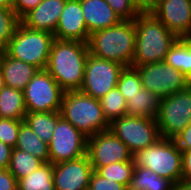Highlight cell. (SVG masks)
Masks as SVG:
<instances>
[{
    "instance_id": "obj_9",
    "label": "cell",
    "mask_w": 191,
    "mask_h": 190,
    "mask_svg": "<svg viewBox=\"0 0 191 190\" xmlns=\"http://www.w3.org/2000/svg\"><path fill=\"white\" fill-rule=\"evenodd\" d=\"M64 92L45 69L38 70L23 90L26 109L31 112L60 111Z\"/></svg>"
},
{
    "instance_id": "obj_26",
    "label": "cell",
    "mask_w": 191,
    "mask_h": 190,
    "mask_svg": "<svg viewBox=\"0 0 191 190\" xmlns=\"http://www.w3.org/2000/svg\"><path fill=\"white\" fill-rule=\"evenodd\" d=\"M17 190H55L53 164L44 162L37 170L17 180Z\"/></svg>"
},
{
    "instance_id": "obj_16",
    "label": "cell",
    "mask_w": 191,
    "mask_h": 190,
    "mask_svg": "<svg viewBox=\"0 0 191 190\" xmlns=\"http://www.w3.org/2000/svg\"><path fill=\"white\" fill-rule=\"evenodd\" d=\"M59 40L87 43L90 34L85 23L80 0H66V4L54 31Z\"/></svg>"
},
{
    "instance_id": "obj_34",
    "label": "cell",
    "mask_w": 191,
    "mask_h": 190,
    "mask_svg": "<svg viewBox=\"0 0 191 190\" xmlns=\"http://www.w3.org/2000/svg\"><path fill=\"white\" fill-rule=\"evenodd\" d=\"M88 190H128V188L112 179L101 176L97 171L93 170Z\"/></svg>"
},
{
    "instance_id": "obj_31",
    "label": "cell",
    "mask_w": 191,
    "mask_h": 190,
    "mask_svg": "<svg viewBox=\"0 0 191 190\" xmlns=\"http://www.w3.org/2000/svg\"><path fill=\"white\" fill-rule=\"evenodd\" d=\"M20 22L12 8H0V47L6 48Z\"/></svg>"
},
{
    "instance_id": "obj_24",
    "label": "cell",
    "mask_w": 191,
    "mask_h": 190,
    "mask_svg": "<svg viewBox=\"0 0 191 190\" xmlns=\"http://www.w3.org/2000/svg\"><path fill=\"white\" fill-rule=\"evenodd\" d=\"M60 111L56 112H31L27 111L24 122L27 123L32 131L41 138L44 142L48 143L52 139V134L56 125L61 118Z\"/></svg>"
},
{
    "instance_id": "obj_14",
    "label": "cell",
    "mask_w": 191,
    "mask_h": 190,
    "mask_svg": "<svg viewBox=\"0 0 191 190\" xmlns=\"http://www.w3.org/2000/svg\"><path fill=\"white\" fill-rule=\"evenodd\" d=\"M149 11L178 38H191V0H156Z\"/></svg>"
},
{
    "instance_id": "obj_19",
    "label": "cell",
    "mask_w": 191,
    "mask_h": 190,
    "mask_svg": "<svg viewBox=\"0 0 191 190\" xmlns=\"http://www.w3.org/2000/svg\"><path fill=\"white\" fill-rule=\"evenodd\" d=\"M0 68L3 72L5 85L22 91L39 70L33 65L8 56L6 53L3 55Z\"/></svg>"
},
{
    "instance_id": "obj_18",
    "label": "cell",
    "mask_w": 191,
    "mask_h": 190,
    "mask_svg": "<svg viewBox=\"0 0 191 190\" xmlns=\"http://www.w3.org/2000/svg\"><path fill=\"white\" fill-rule=\"evenodd\" d=\"M80 4L89 34L114 26L121 21L105 0H80Z\"/></svg>"
},
{
    "instance_id": "obj_17",
    "label": "cell",
    "mask_w": 191,
    "mask_h": 190,
    "mask_svg": "<svg viewBox=\"0 0 191 190\" xmlns=\"http://www.w3.org/2000/svg\"><path fill=\"white\" fill-rule=\"evenodd\" d=\"M66 0H43L21 19V23L33 30H43L54 34Z\"/></svg>"
},
{
    "instance_id": "obj_42",
    "label": "cell",
    "mask_w": 191,
    "mask_h": 190,
    "mask_svg": "<svg viewBox=\"0 0 191 190\" xmlns=\"http://www.w3.org/2000/svg\"><path fill=\"white\" fill-rule=\"evenodd\" d=\"M14 0H0V8H13Z\"/></svg>"
},
{
    "instance_id": "obj_36",
    "label": "cell",
    "mask_w": 191,
    "mask_h": 190,
    "mask_svg": "<svg viewBox=\"0 0 191 190\" xmlns=\"http://www.w3.org/2000/svg\"><path fill=\"white\" fill-rule=\"evenodd\" d=\"M173 140L182 152L191 151V122Z\"/></svg>"
},
{
    "instance_id": "obj_13",
    "label": "cell",
    "mask_w": 191,
    "mask_h": 190,
    "mask_svg": "<svg viewBox=\"0 0 191 190\" xmlns=\"http://www.w3.org/2000/svg\"><path fill=\"white\" fill-rule=\"evenodd\" d=\"M87 154L95 171L115 162L133 161L128 147L110 130L87 138Z\"/></svg>"
},
{
    "instance_id": "obj_28",
    "label": "cell",
    "mask_w": 191,
    "mask_h": 190,
    "mask_svg": "<svg viewBox=\"0 0 191 190\" xmlns=\"http://www.w3.org/2000/svg\"><path fill=\"white\" fill-rule=\"evenodd\" d=\"M99 101L104 117L109 123L114 119L127 115L126 99L122 96L117 87L110 90Z\"/></svg>"
},
{
    "instance_id": "obj_32",
    "label": "cell",
    "mask_w": 191,
    "mask_h": 190,
    "mask_svg": "<svg viewBox=\"0 0 191 190\" xmlns=\"http://www.w3.org/2000/svg\"><path fill=\"white\" fill-rule=\"evenodd\" d=\"M24 120L0 118V141L15 148L20 125Z\"/></svg>"
},
{
    "instance_id": "obj_35",
    "label": "cell",
    "mask_w": 191,
    "mask_h": 190,
    "mask_svg": "<svg viewBox=\"0 0 191 190\" xmlns=\"http://www.w3.org/2000/svg\"><path fill=\"white\" fill-rule=\"evenodd\" d=\"M43 0H14L13 10L21 19L30 10L36 8Z\"/></svg>"
},
{
    "instance_id": "obj_27",
    "label": "cell",
    "mask_w": 191,
    "mask_h": 190,
    "mask_svg": "<svg viewBox=\"0 0 191 190\" xmlns=\"http://www.w3.org/2000/svg\"><path fill=\"white\" fill-rule=\"evenodd\" d=\"M44 162L26 151L13 148L8 170L17 179L24 178L37 170Z\"/></svg>"
},
{
    "instance_id": "obj_33",
    "label": "cell",
    "mask_w": 191,
    "mask_h": 190,
    "mask_svg": "<svg viewBox=\"0 0 191 190\" xmlns=\"http://www.w3.org/2000/svg\"><path fill=\"white\" fill-rule=\"evenodd\" d=\"M121 20H134L142 10L133 0H105Z\"/></svg>"
},
{
    "instance_id": "obj_10",
    "label": "cell",
    "mask_w": 191,
    "mask_h": 190,
    "mask_svg": "<svg viewBox=\"0 0 191 190\" xmlns=\"http://www.w3.org/2000/svg\"><path fill=\"white\" fill-rule=\"evenodd\" d=\"M132 67L138 70L143 88L161 99L191 85V81L181 71L174 69L165 61Z\"/></svg>"
},
{
    "instance_id": "obj_40",
    "label": "cell",
    "mask_w": 191,
    "mask_h": 190,
    "mask_svg": "<svg viewBox=\"0 0 191 190\" xmlns=\"http://www.w3.org/2000/svg\"><path fill=\"white\" fill-rule=\"evenodd\" d=\"M142 11H149L156 0H133Z\"/></svg>"
},
{
    "instance_id": "obj_37",
    "label": "cell",
    "mask_w": 191,
    "mask_h": 190,
    "mask_svg": "<svg viewBox=\"0 0 191 190\" xmlns=\"http://www.w3.org/2000/svg\"><path fill=\"white\" fill-rule=\"evenodd\" d=\"M0 190H17V179L8 169H0Z\"/></svg>"
},
{
    "instance_id": "obj_23",
    "label": "cell",
    "mask_w": 191,
    "mask_h": 190,
    "mask_svg": "<svg viewBox=\"0 0 191 190\" xmlns=\"http://www.w3.org/2000/svg\"><path fill=\"white\" fill-rule=\"evenodd\" d=\"M15 148L26 151L43 162H49L48 143L39 138L24 121L20 125Z\"/></svg>"
},
{
    "instance_id": "obj_1",
    "label": "cell",
    "mask_w": 191,
    "mask_h": 190,
    "mask_svg": "<svg viewBox=\"0 0 191 190\" xmlns=\"http://www.w3.org/2000/svg\"><path fill=\"white\" fill-rule=\"evenodd\" d=\"M88 54L87 43L54 39L45 70L64 91L80 90Z\"/></svg>"
},
{
    "instance_id": "obj_30",
    "label": "cell",
    "mask_w": 191,
    "mask_h": 190,
    "mask_svg": "<svg viewBox=\"0 0 191 190\" xmlns=\"http://www.w3.org/2000/svg\"><path fill=\"white\" fill-rule=\"evenodd\" d=\"M116 87L126 101L138 93L143 88L138 70L132 66L124 67L120 73Z\"/></svg>"
},
{
    "instance_id": "obj_29",
    "label": "cell",
    "mask_w": 191,
    "mask_h": 190,
    "mask_svg": "<svg viewBox=\"0 0 191 190\" xmlns=\"http://www.w3.org/2000/svg\"><path fill=\"white\" fill-rule=\"evenodd\" d=\"M134 168L133 161H122L100 167L97 172L101 176L112 179L128 188Z\"/></svg>"
},
{
    "instance_id": "obj_8",
    "label": "cell",
    "mask_w": 191,
    "mask_h": 190,
    "mask_svg": "<svg viewBox=\"0 0 191 190\" xmlns=\"http://www.w3.org/2000/svg\"><path fill=\"white\" fill-rule=\"evenodd\" d=\"M109 130L125 143L132 154L161 139L156 119L147 117L124 115L114 119Z\"/></svg>"
},
{
    "instance_id": "obj_11",
    "label": "cell",
    "mask_w": 191,
    "mask_h": 190,
    "mask_svg": "<svg viewBox=\"0 0 191 190\" xmlns=\"http://www.w3.org/2000/svg\"><path fill=\"white\" fill-rule=\"evenodd\" d=\"M124 67L120 63L100 59L88 54L84 79L79 91L100 100L116 87Z\"/></svg>"
},
{
    "instance_id": "obj_21",
    "label": "cell",
    "mask_w": 191,
    "mask_h": 190,
    "mask_svg": "<svg viewBox=\"0 0 191 190\" xmlns=\"http://www.w3.org/2000/svg\"><path fill=\"white\" fill-rule=\"evenodd\" d=\"M26 113L23 91L3 87L0 90V118L24 120Z\"/></svg>"
},
{
    "instance_id": "obj_3",
    "label": "cell",
    "mask_w": 191,
    "mask_h": 190,
    "mask_svg": "<svg viewBox=\"0 0 191 190\" xmlns=\"http://www.w3.org/2000/svg\"><path fill=\"white\" fill-rule=\"evenodd\" d=\"M135 42L134 20H121L114 26L90 34L87 44L89 54L129 67L135 54Z\"/></svg>"
},
{
    "instance_id": "obj_7",
    "label": "cell",
    "mask_w": 191,
    "mask_h": 190,
    "mask_svg": "<svg viewBox=\"0 0 191 190\" xmlns=\"http://www.w3.org/2000/svg\"><path fill=\"white\" fill-rule=\"evenodd\" d=\"M161 138L173 139L191 122V85L161 99L156 115Z\"/></svg>"
},
{
    "instance_id": "obj_12",
    "label": "cell",
    "mask_w": 191,
    "mask_h": 190,
    "mask_svg": "<svg viewBox=\"0 0 191 190\" xmlns=\"http://www.w3.org/2000/svg\"><path fill=\"white\" fill-rule=\"evenodd\" d=\"M87 136L61 117L48 144L49 163L53 165L87 154Z\"/></svg>"
},
{
    "instance_id": "obj_5",
    "label": "cell",
    "mask_w": 191,
    "mask_h": 190,
    "mask_svg": "<svg viewBox=\"0 0 191 190\" xmlns=\"http://www.w3.org/2000/svg\"><path fill=\"white\" fill-rule=\"evenodd\" d=\"M132 159L135 166L149 168L175 185L183 180L182 151L173 139L161 138L155 144L135 152Z\"/></svg>"
},
{
    "instance_id": "obj_6",
    "label": "cell",
    "mask_w": 191,
    "mask_h": 190,
    "mask_svg": "<svg viewBox=\"0 0 191 190\" xmlns=\"http://www.w3.org/2000/svg\"><path fill=\"white\" fill-rule=\"evenodd\" d=\"M54 39L52 33L30 29L20 22L5 48V53L42 70L48 63Z\"/></svg>"
},
{
    "instance_id": "obj_44",
    "label": "cell",
    "mask_w": 191,
    "mask_h": 190,
    "mask_svg": "<svg viewBox=\"0 0 191 190\" xmlns=\"http://www.w3.org/2000/svg\"><path fill=\"white\" fill-rule=\"evenodd\" d=\"M4 54H5V49L0 47V67H1V61H2V58H3Z\"/></svg>"
},
{
    "instance_id": "obj_38",
    "label": "cell",
    "mask_w": 191,
    "mask_h": 190,
    "mask_svg": "<svg viewBox=\"0 0 191 190\" xmlns=\"http://www.w3.org/2000/svg\"><path fill=\"white\" fill-rule=\"evenodd\" d=\"M12 149V147L0 141V169H8Z\"/></svg>"
},
{
    "instance_id": "obj_43",
    "label": "cell",
    "mask_w": 191,
    "mask_h": 190,
    "mask_svg": "<svg viewBox=\"0 0 191 190\" xmlns=\"http://www.w3.org/2000/svg\"><path fill=\"white\" fill-rule=\"evenodd\" d=\"M6 85H5V81H4V77H3V72H2V70H1V68H0V90L3 88V87H5Z\"/></svg>"
},
{
    "instance_id": "obj_22",
    "label": "cell",
    "mask_w": 191,
    "mask_h": 190,
    "mask_svg": "<svg viewBox=\"0 0 191 190\" xmlns=\"http://www.w3.org/2000/svg\"><path fill=\"white\" fill-rule=\"evenodd\" d=\"M175 184L149 168L135 166L128 190H174Z\"/></svg>"
},
{
    "instance_id": "obj_20",
    "label": "cell",
    "mask_w": 191,
    "mask_h": 190,
    "mask_svg": "<svg viewBox=\"0 0 191 190\" xmlns=\"http://www.w3.org/2000/svg\"><path fill=\"white\" fill-rule=\"evenodd\" d=\"M161 98L142 88L126 101L127 115L155 119L159 111Z\"/></svg>"
},
{
    "instance_id": "obj_4",
    "label": "cell",
    "mask_w": 191,
    "mask_h": 190,
    "mask_svg": "<svg viewBox=\"0 0 191 190\" xmlns=\"http://www.w3.org/2000/svg\"><path fill=\"white\" fill-rule=\"evenodd\" d=\"M60 113L87 137L109 130L100 101L79 90L64 92Z\"/></svg>"
},
{
    "instance_id": "obj_41",
    "label": "cell",
    "mask_w": 191,
    "mask_h": 190,
    "mask_svg": "<svg viewBox=\"0 0 191 190\" xmlns=\"http://www.w3.org/2000/svg\"><path fill=\"white\" fill-rule=\"evenodd\" d=\"M174 190H191V181L182 180L175 185Z\"/></svg>"
},
{
    "instance_id": "obj_15",
    "label": "cell",
    "mask_w": 191,
    "mask_h": 190,
    "mask_svg": "<svg viewBox=\"0 0 191 190\" xmlns=\"http://www.w3.org/2000/svg\"><path fill=\"white\" fill-rule=\"evenodd\" d=\"M93 168L88 154L53 165L55 190H88Z\"/></svg>"
},
{
    "instance_id": "obj_2",
    "label": "cell",
    "mask_w": 191,
    "mask_h": 190,
    "mask_svg": "<svg viewBox=\"0 0 191 190\" xmlns=\"http://www.w3.org/2000/svg\"><path fill=\"white\" fill-rule=\"evenodd\" d=\"M136 42L132 66L164 61L178 37L150 11H142L135 19Z\"/></svg>"
},
{
    "instance_id": "obj_25",
    "label": "cell",
    "mask_w": 191,
    "mask_h": 190,
    "mask_svg": "<svg viewBox=\"0 0 191 190\" xmlns=\"http://www.w3.org/2000/svg\"><path fill=\"white\" fill-rule=\"evenodd\" d=\"M164 61L181 71L191 81V38H178Z\"/></svg>"
},
{
    "instance_id": "obj_39",
    "label": "cell",
    "mask_w": 191,
    "mask_h": 190,
    "mask_svg": "<svg viewBox=\"0 0 191 190\" xmlns=\"http://www.w3.org/2000/svg\"><path fill=\"white\" fill-rule=\"evenodd\" d=\"M183 180L191 181V151L182 152Z\"/></svg>"
}]
</instances>
